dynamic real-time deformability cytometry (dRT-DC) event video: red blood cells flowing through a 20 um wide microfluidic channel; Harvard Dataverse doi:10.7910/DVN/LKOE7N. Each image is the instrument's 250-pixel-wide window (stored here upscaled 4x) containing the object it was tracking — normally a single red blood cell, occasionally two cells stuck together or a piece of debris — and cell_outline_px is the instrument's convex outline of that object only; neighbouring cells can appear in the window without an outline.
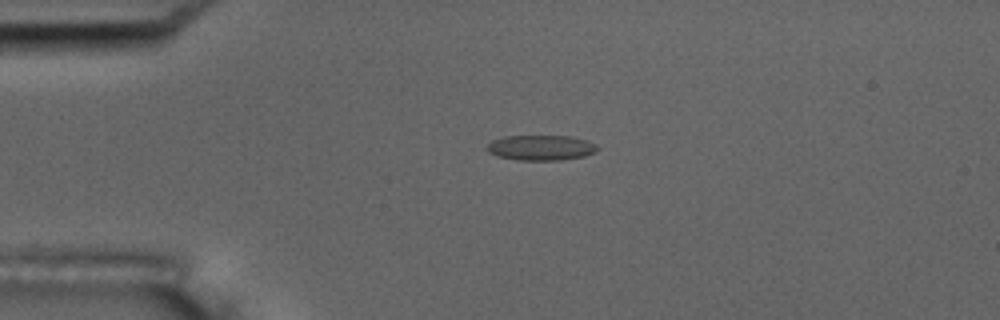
{"species": "common noctule bat (a hibernating species)", "species_latin": "Nyctalus noctula", "temperature_condition": "room temperature", "stored_images_in_passage": 4, "camera_frame_rate_fps": 3000, "um_per_image_px": 0.085, "animal": {"sex": "male", "body_mass_g": 17.5, "forearm_length_mm": 52.3}, "frame": {"image": 1, "passage_image": 3, "time_ms": 2.333, "image_size_px": [1000, 320], "cell_outline_px": [[600, 148], [596, 152], [584, 156], [560, 160], [520, 160], [496, 156], [488, 152], [484, 148], [492, 140], [504, 136], [572, 136], [588, 140], [596, 144]], "centroid_in_image_um": [45.99, 12.55], "position_along_channel_um": 39.0, "area_um2": 16.47}}